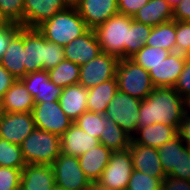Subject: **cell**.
<instances>
[{
	"label": "cell",
	"mask_w": 190,
	"mask_h": 190,
	"mask_svg": "<svg viewBox=\"0 0 190 190\" xmlns=\"http://www.w3.org/2000/svg\"><path fill=\"white\" fill-rule=\"evenodd\" d=\"M152 26L137 22L133 17L116 14L94 31L103 53L120 59H130L146 43Z\"/></svg>",
	"instance_id": "obj_1"
},
{
	"label": "cell",
	"mask_w": 190,
	"mask_h": 190,
	"mask_svg": "<svg viewBox=\"0 0 190 190\" xmlns=\"http://www.w3.org/2000/svg\"><path fill=\"white\" fill-rule=\"evenodd\" d=\"M185 113V100L172 87H155L139 108V127L154 123L179 128Z\"/></svg>",
	"instance_id": "obj_2"
},
{
	"label": "cell",
	"mask_w": 190,
	"mask_h": 190,
	"mask_svg": "<svg viewBox=\"0 0 190 190\" xmlns=\"http://www.w3.org/2000/svg\"><path fill=\"white\" fill-rule=\"evenodd\" d=\"M63 60V46L47 41L37 28L24 27L25 75L35 71H48Z\"/></svg>",
	"instance_id": "obj_3"
},
{
	"label": "cell",
	"mask_w": 190,
	"mask_h": 190,
	"mask_svg": "<svg viewBox=\"0 0 190 190\" xmlns=\"http://www.w3.org/2000/svg\"><path fill=\"white\" fill-rule=\"evenodd\" d=\"M37 29L47 41L64 47L83 35L89 28L76 8L69 7L44 21Z\"/></svg>",
	"instance_id": "obj_4"
},
{
	"label": "cell",
	"mask_w": 190,
	"mask_h": 190,
	"mask_svg": "<svg viewBox=\"0 0 190 190\" xmlns=\"http://www.w3.org/2000/svg\"><path fill=\"white\" fill-rule=\"evenodd\" d=\"M26 164L52 165L61 153L60 136L34 129L21 144Z\"/></svg>",
	"instance_id": "obj_5"
},
{
	"label": "cell",
	"mask_w": 190,
	"mask_h": 190,
	"mask_svg": "<svg viewBox=\"0 0 190 190\" xmlns=\"http://www.w3.org/2000/svg\"><path fill=\"white\" fill-rule=\"evenodd\" d=\"M116 79L118 90L140 100L145 99L155 88L149 72L131 59L119 60Z\"/></svg>",
	"instance_id": "obj_6"
},
{
	"label": "cell",
	"mask_w": 190,
	"mask_h": 190,
	"mask_svg": "<svg viewBox=\"0 0 190 190\" xmlns=\"http://www.w3.org/2000/svg\"><path fill=\"white\" fill-rule=\"evenodd\" d=\"M158 152L166 176L190 181V149L179 136L158 148Z\"/></svg>",
	"instance_id": "obj_7"
},
{
	"label": "cell",
	"mask_w": 190,
	"mask_h": 190,
	"mask_svg": "<svg viewBox=\"0 0 190 190\" xmlns=\"http://www.w3.org/2000/svg\"><path fill=\"white\" fill-rule=\"evenodd\" d=\"M140 103V99L118 90L110 101L105 114L132 137L139 127Z\"/></svg>",
	"instance_id": "obj_8"
},
{
	"label": "cell",
	"mask_w": 190,
	"mask_h": 190,
	"mask_svg": "<svg viewBox=\"0 0 190 190\" xmlns=\"http://www.w3.org/2000/svg\"><path fill=\"white\" fill-rule=\"evenodd\" d=\"M55 185L62 190H86L91 184L81 169L78 157L60 153L52 163Z\"/></svg>",
	"instance_id": "obj_9"
},
{
	"label": "cell",
	"mask_w": 190,
	"mask_h": 190,
	"mask_svg": "<svg viewBox=\"0 0 190 190\" xmlns=\"http://www.w3.org/2000/svg\"><path fill=\"white\" fill-rule=\"evenodd\" d=\"M133 171L130 149L115 151L97 182L113 190H126Z\"/></svg>",
	"instance_id": "obj_10"
},
{
	"label": "cell",
	"mask_w": 190,
	"mask_h": 190,
	"mask_svg": "<svg viewBox=\"0 0 190 190\" xmlns=\"http://www.w3.org/2000/svg\"><path fill=\"white\" fill-rule=\"evenodd\" d=\"M32 115L35 128L61 136L73 123L59 101L35 103Z\"/></svg>",
	"instance_id": "obj_11"
},
{
	"label": "cell",
	"mask_w": 190,
	"mask_h": 190,
	"mask_svg": "<svg viewBox=\"0 0 190 190\" xmlns=\"http://www.w3.org/2000/svg\"><path fill=\"white\" fill-rule=\"evenodd\" d=\"M119 59L107 53H100L97 57L80 66L78 84L90 89L102 82L116 78Z\"/></svg>",
	"instance_id": "obj_12"
},
{
	"label": "cell",
	"mask_w": 190,
	"mask_h": 190,
	"mask_svg": "<svg viewBox=\"0 0 190 190\" xmlns=\"http://www.w3.org/2000/svg\"><path fill=\"white\" fill-rule=\"evenodd\" d=\"M34 129L32 112L2 113L0 116V136L10 143L21 145Z\"/></svg>",
	"instance_id": "obj_13"
},
{
	"label": "cell",
	"mask_w": 190,
	"mask_h": 190,
	"mask_svg": "<svg viewBox=\"0 0 190 190\" xmlns=\"http://www.w3.org/2000/svg\"><path fill=\"white\" fill-rule=\"evenodd\" d=\"M63 48L65 60L72 61L79 66L88 63L102 53L94 29H88Z\"/></svg>",
	"instance_id": "obj_14"
},
{
	"label": "cell",
	"mask_w": 190,
	"mask_h": 190,
	"mask_svg": "<svg viewBox=\"0 0 190 190\" xmlns=\"http://www.w3.org/2000/svg\"><path fill=\"white\" fill-rule=\"evenodd\" d=\"M187 55L170 53L166 59L152 67L148 72L154 87H172L176 85L183 71Z\"/></svg>",
	"instance_id": "obj_15"
},
{
	"label": "cell",
	"mask_w": 190,
	"mask_h": 190,
	"mask_svg": "<svg viewBox=\"0 0 190 190\" xmlns=\"http://www.w3.org/2000/svg\"><path fill=\"white\" fill-rule=\"evenodd\" d=\"M69 7L67 0H24V27L37 28Z\"/></svg>",
	"instance_id": "obj_16"
},
{
	"label": "cell",
	"mask_w": 190,
	"mask_h": 190,
	"mask_svg": "<svg viewBox=\"0 0 190 190\" xmlns=\"http://www.w3.org/2000/svg\"><path fill=\"white\" fill-rule=\"evenodd\" d=\"M20 81L34 98L35 103L59 101L62 94L63 88L52 83L45 70L29 73Z\"/></svg>",
	"instance_id": "obj_17"
},
{
	"label": "cell",
	"mask_w": 190,
	"mask_h": 190,
	"mask_svg": "<svg viewBox=\"0 0 190 190\" xmlns=\"http://www.w3.org/2000/svg\"><path fill=\"white\" fill-rule=\"evenodd\" d=\"M75 8L89 29L119 13L117 0H82Z\"/></svg>",
	"instance_id": "obj_18"
},
{
	"label": "cell",
	"mask_w": 190,
	"mask_h": 190,
	"mask_svg": "<svg viewBox=\"0 0 190 190\" xmlns=\"http://www.w3.org/2000/svg\"><path fill=\"white\" fill-rule=\"evenodd\" d=\"M129 149L134 170L162 180L167 177L160 163L158 149L136 143H131Z\"/></svg>",
	"instance_id": "obj_19"
},
{
	"label": "cell",
	"mask_w": 190,
	"mask_h": 190,
	"mask_svg": "<svg viewBox=\"0 0 190 190\" xmlns=\"http://www.w3.org/2000/svg\"><path fill=\"white\" fill-rule=\"evenodd\" d=\"M99 144V140L83 131L74 122L60 136L61 153L79 157Z\"/></svg>",
	"instance_id": "obj_20"
},
{
	"label": "cell",
	"mask_w": 190,
	"mask_h": 190,
	"mask_svg": "<svg viewBox=\"0 0 190 190\" xmlns=\"http://www.w3.org/2000/svg\"><path fill=\"white\" fill-rule=\"evenodd\" d=\"M0 63L16 80L25 76L23 26H20L19 31L11 38Z\"/></svg>",
	"instance_id": "obj_21"
},
{
	"label": "cell",
	"mask_w": 190,
	"mask_h": 190,
	"mask_svg": "<svg viewBox=\"0 0 190 190\" xmlns=\"http://www.w3.org/2000/svg\"><path fill=\"white\" fill-rule=\"evenodd\" d=\"M177 136V127L154 123L147 127H138L136 133L132 136L131 143L158 149Z\"/></svg>",
	"instance_id": "obj_22"
},
{
	"label": "cell",
	"mask_w": 190,
	"mask_h": 190,
	"mask_svg": "<svg viewBox=\"0 0 190 190\" xmlns=\"http://www.w3.org/2000/svg\"><path fill=\"white\" fill-rule=\"evenodd\" d=\"M55 185L51 165L26 164L21 172L20 190H48Z\"/></svg>",
	"instance_id": "obj_23"
},
{
	"label": "cell",
	"mask_w": 190,
	"mask_h": 190,
	"mask_svg": "<svg viewBox=\"0 0 190 190\" xmlns=\"http://www.w3.org/2000/svg\"><path fill=\"white\" fill-rule=\"evenodd\" d=\"M34 105V98L20 80H16L1 99L2 113L32 112Z\"/></svg>",
	"instance_id": "obj_24"
},
{
	"label": "cell",
	"mask_w": 190,
	"mask_h": 190,
	"mask_svg": "<svg viewBox=\"0 0 190 190\" xmlns=\"http://www.w3.org/2000/svg\"><path fill=\"white\" fill-rule=\"evenodd\" d=\"M88 89L80 84L63 88L59 103L64 113L75 122L87 109Z\"/></svg>",
	"instance_id": "obj_25"
},
{
	"label": "cell",
	"mask_w": 190,
	"mask_h": 190,
	"mask_svg": "<svg viewBox=\"0 0 190 190\" xmlns=\"http://www.w3.org/2000/svg\"><path fill=\"white\" fill-rule=\"evenodd\" d=\"M111 153L109 148L99 143L78 157L81 169L90 182H97L100 179L104 168L109 163Z\"/></svg>",
	"instance_id": "obj_26"
},
{
	"label": "cell",
	"mask_w": 190,
	"mask_h": 190,
	"mask_svg": "<svg viewBox=\"0 0 190 190\" xmlns=\"http://www.w3.org/2000/svg\"><path fill=\"white\" fill-rule=\"evenodd\" d=\"M152 27L173 20V8L165 0H149L133 17Z\"/></svg>",
	"instance_id": "obj_27"
},
{
	"label": "cell",
	"mask_w": 190,
	"mask_h": 190,
	"mask_svg": "<svg viewBox=\"0 0 190 190\" xmlns=\"http://www.w3.org/2000/svg\"><path fill=\"white\" fill-rule=\"evenodd\" d=\"M117 79H110L88 89L87 109L90 112L105 114L113 96L117 93Z\"/></svg>",
	"instance_id": "obj_28"
},
{
	"label": "cell",
	"mask_w": 190,
	"mask_h": 190,
	"mask_svg": "<svg viewBox=\"0 0 190 190\" xmlns=\"http://www.w3.org/2000/svg\"><path fill=\"white\" fill-rule=\"evenodd\" d=\"M132 137L118 124L104 114V128L99 143L105 145L112 152L122 151L130 147Z\"/></svg>",
	"instance_id": "obj_29"
},
{
	"label": "cell",
	"mask_w": 190,
	"mask_h": 190,
	"mask_svg": "<svg viewBox=\"0 0 190 190\" xmlns=\"http://www.w3.org/2000/svg\"><path fill=\"white\" fill-rule=\"evenodd\" d=\"M176 21L171 20L152 27L150 36L145 45L159 47L167 51L175 52Z\"/></svg>",
	"instance_id": "obj_30"
},
{
	"label": "cell",
	"mask_w": 190,
	"mask_h": 190,
	"mask_svg": "<svg viewBox=\"0 0 190 190\" xmlns=\"http://www.w3.org/2000/svg\"><path fill=\"white\" fill-rule=\"evenodd\" d=\"M52 83L62 88L76 85L80 79V66L72 61L63 60L47 71Z\"/></svg>",
	"instance_id": "obj_31"
},
{
	"label": "cell",
	"mask_w": 190,
	"mask_h": 190,
	"mask_svg": "<svg viewBox=\"0 0 190 190\" xmlns=\"http://www.w3.org/2000/svg\"><path fill=\"white\" fill-rule=\"evenodd\" d=\"M26 165L21 145L0 138V166L23 169Z\"/></svg>",
	"instance_id": "obj_32"
},
{
	"label": "cell",
	"mask_w": 190,
	"mask_h": 190,
	"mask_svg": "<svg viewBox=\"0 0 190 190\" xmlns=\"http://www.w3.org/2000/svg\"><path fill=\"white\" fill-rule=\"evenodd\" d=\"M170 51L159 47H151L144 45L135 55L130 59L137 65L142 66L149 71L152 67L158 65L161 61L167 58Z\"/></svg>",
	"instance_id": "obj_33"
},
{
	"label": "cell",
	"mask_w": 190,
	"mask_h": 190,
	"mask_svg": "<svg viewBox=\"0 0 190 190\" xmlns=\"http://www.w3.org/2000/svg\"><path fill=\"white\" fill-rule=\"evenodd\" d=\"M74 123L99 140L104 128V114L86 111Z\"/></svg>",
	"instance_id": "obj_34"
},
{
	"label": "cell",
	"mask_w": 190,
	"mask_h": 190,
	"mask_svg": "<svg viewBox=\"0 0 190 190\" xmlns=\"http://www.w3.org/2000/svg\"><path fill=\"white\" fill-rule=\"evenodd\" d=\"M163 180L134 170L126 190H161Z\"/></svg>",
	"instance_id": "obj_35"
},
{
	"label": "cell",
	"mask_w": 190,
	"mask_h": 190,
	"mask_svg": "<svg viewBox=\"0 0 190 190\" xmlns=\"http://www.w3.org/2000/svg\"><path fill=\"white\" fill-rule=\"evenodd\" d=\"M24 0H0L2 15L13 24L24 27Z\"/></svg>",
	"instance_id": "obj_36"
},
{
	"label": "cell",
	"mask_w": 190,
	"mask_h": 190,
	"mask_svg": "<svg viewBox=\"0 0 190 190\" xmlns=\"http://www.w3.org/2000/svg\"><path fill=\"white\" fill-rule=\"evenodd\" d=\"M175 52L190 56V22L176 21Z\"/></svg>",
	"instance_id": "obj_37"
},
{
	"label": "cell",
	"mask_w": 190,
	"mask_h": 190,
	"mask_svg": "<svg viewBox=\"0 0 190 190\" xmlns=\"http://www.w3.org/2000/svg\"><path fill=\"white\" fill-rule=\"evenodd\" d=\"M22 169L0 166V190H20Z\"/></svg>",
	"instance_id": "obj_38"
},
{
	"label": "cell",
	"mask_w": 190,
	"mask_h": 190,
	"mask_svg": "<svg viewBox=\"0 0 190 190\" xmlns=\"http://www.w3.org/2000/svg\"><path fill=\"white\" fill-rule=\"evenodd\" d=\"M174 89L182 96L184 100L190 96V56H187L186 58L183 71L179 75Z\"/></svg>",
	"instance_id": "obj_39"
},
{
	"label": "cell",
	"mask_w": 190,
	"mask_h": 190,
	"mask_svg": "<svg viewBox=\"0 0 190 190\" xmlns=\"http://www.w3.org/2000/svg\"><path fill=\"white\" fill-rule=\"evenodd\" d=\"M149 0H117L118 12L129 17H134L137 11L146 5Z\"/></svg>",
	"instance_id": "obj_40"
},
{
	"label": "cell",
	"mask_w": 190,
	"mask_h": 190,
	"mask_svg": "<svg viewBox=\"0 0 190 190\" xmlns=\"http://www.w3.org/2000/svg\"><path fill=\"white\" fill-rule=\"evenodd\" d=\"M20 25L10 23L6 28L0 29V60L6 51L11 38L19 31Z\"/></svg>",
	"instance_id": "obj_41"
},
{
	"label": "cell",
	"mask_w": 190,
	"mask_h": 190,
	"mask_svg": "<svg viewBox=\"0 0 190 190\" xmlns=\"http://www.w3.org/2000/svg\"><path fill=\"white\" fill-rule=\"evenodd\" d=\"M161 190H190V181L167 176L162 182Z\"/></svg>",
	"instance_id": "obj_42"
},
{
	"label": "cell",
	"mask_w": 190,
	"mask_h": 190,
	"mask_svg": "<svg viewBox=\"0 0 190 190\" xmlns=\"http://www.w3.org/2000/svg\"><path fill=\"white\" fill-rule=\"evenodd\" d=\"M173 20L190 22V0H182L173 9Z\"/></svg>",
	"instance_id": "obj_43"
},
{
	"label": "cell",
	"mask_w": 190,
	"mask_h": 190,
	"mask_svg": "<svg viewBox=\"0 0 190 190\" xmlns=\"http://www.w3.org/2000/svg\"><path fill=\"white\" fill-rule=\"evenodd\" d=\"M178 136L182 142L190 149V112L185 111L183 119L179 124Z\"/></svg>",
	"instance_id": "obj_44"
},
{
	"label": "cell",
	"mask_w": 190,
	"mask_h": 190,
	"mask_svg": "<svg viewBox=\"0 0 190 190\" xmlns=\"http://www.w3.org/2000/svg\"><path fill=\"white\" fill-rule=\"evenodd\" d=\"M16 79L0 63V100Z\"/></svg>",
	"instance_id": "obj_45"
},
{
	"label": "cell",
	"mask_w": 190,
	"mask_h": 190,
	"mask_svg": "<svg viewBox=\"0 0 190 190\" xmlns=\"http://www.w3.org/2000/svg\"><path fill=\"white\" fill-rule=\"evenodd\" d=\"M86 190H113V189L103 186L99 182H91V184L88 186Z\"/></svg>",
	"instance_id": "obj_46"
},
{
	"label": "cell",
	"mask_w": 190,
	"mask_h": 190,
	"mask_svg": "<svg viewBox=\"0 0 190 190\" xmlns=\"http://www.w3.org/2000/svg\"><path fill=\"white\" fill-rule=\"evenodd\" d=\"M10 22L2 15L0 11V29L6 28Z\"/></svg>",
	"instance_id": "obj_47"
},
{
	"label": "cell",
	"mask_w": 190,
	"mask_h": 190,
	"mask_svg": "<svg viewBox=\"0 0 190 190\" xmlns=\"http://www.w3.org/2000/svg\"><path fill=\"white\" fill-rule=\"evenodd\" d=\"M173 9L182 1V0H165Z\"/></svg>",
	"instance_id": "obj_48"
},
{
	"label": "cell",
	"mask_w": 190,
	"mask_h": 190,
	"mask_svg": "<svg viewBox=\"0 0 190 190\" xmlns=\"http://www.w3.org/2000/svg\"><path fill=\"white\" fill-rule=\"evenodd\" d=\"M82 0H67V3L70 7H76Z\"/></svg>",
	"instance_id": "obj_49"
},
{
	"label": "cell",
	"mask_w": 190,
	"mask_h": 190,
	"mask_svg": "<svg viewBox=\"0 0 190 190\" xmlns=\"http://www.w3.org/2000/svg\"><path fill=\"white\" fill-rule=\"evenodd\" d=\"M185 111L190 112V96L185 99Z\"/></svg>",
	"instance_id": "obj_50"
},
{
	"label": "cell",
	"mask_w": 190,
	"mask_h": 190,
	"mask_svg": "<svg viewBox=\"0 0 190 190\" xmlns=\"http://www.w3.org/2000/svg\"><path fill=\"white\" fill-rule=\"evenodd\" d=\"M48 190H62L57 185H54L53 187L49 188Z\"/></svg>",
	"instance_id": "obj_51"
},
{
	"label": "cell",
	"mask_w": 190,
	"mask_h": 190,
	"mask_svg": "<svg viewBox=\"0 0 190 190\" xmlns=\"http://www.w3.org/2000/svg\"><path fill=\"white\" fill-rule=\"evenodd\" d=\"M2 115V107H1V100H0V116Z\"/></svg>",
	"instance_id": "obj_52"
}]
</instances>
